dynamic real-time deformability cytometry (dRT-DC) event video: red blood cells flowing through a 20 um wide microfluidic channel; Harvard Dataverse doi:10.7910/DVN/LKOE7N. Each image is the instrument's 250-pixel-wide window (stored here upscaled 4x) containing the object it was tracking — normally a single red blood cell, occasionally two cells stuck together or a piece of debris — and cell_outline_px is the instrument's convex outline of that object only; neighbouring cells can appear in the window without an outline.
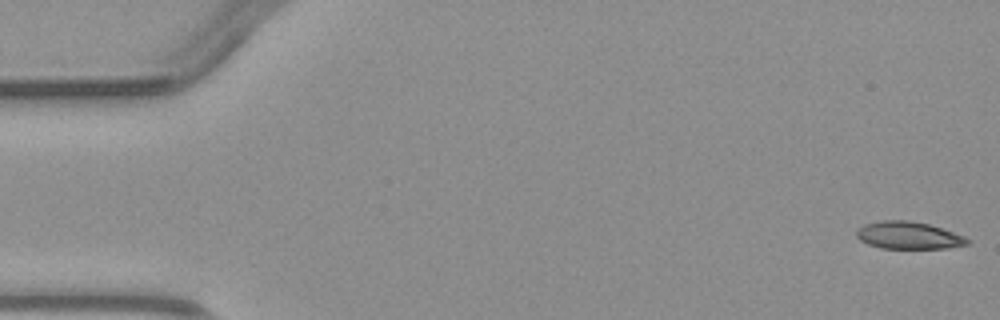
{"species": "common noctule bat (a hibernating species)", "species_latin": "Nyctalus noctula", "temperature_condition": "warm", "stored_images_in_passage": 5, "camera_frame_rate_fps": 3000, "um_per_image_px": 0.085, "animal": {"sex": "male", "body_mass_g": 23.1, "forearm_length_mm": 52.7}, "frame": {"image": 1, "passage_image": 1, "time_ms": 0.0, "image_size_px": [1000, 320], "cell_outline_px": [[972, 240], [968, 244], [948, 248], [880, 248], [868, 244], [860, 240], [856, 236], [856, 228], [864, 224], [880, 220], [908, 220], [928, 224], [964, 236]], "centroid_in_image_um": [77.19, 20.0], "position_along_channel_um": 7.8, "area_um2": 17.69}}
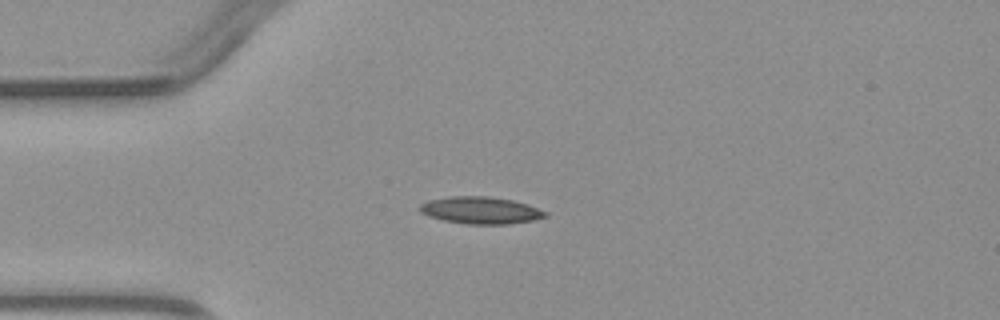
{"frame": {"image": 2, "passage_image": 4, "time_ms": 3.667, "image_size_px": [1000, 320], "cell_outline_px": [[548, 216], [532, 220], [508, 224], [468, 224], [444, 220], [428, 216], [420, 212], [420, 204], [428, 200], [448, 196], [488, 196], [512, 200], [528, 204], [548, 212]], "centroid_in_image_um": [40.86, 17.87], "position_along_channel_um": 44.1, "area_um2": 19.83}}